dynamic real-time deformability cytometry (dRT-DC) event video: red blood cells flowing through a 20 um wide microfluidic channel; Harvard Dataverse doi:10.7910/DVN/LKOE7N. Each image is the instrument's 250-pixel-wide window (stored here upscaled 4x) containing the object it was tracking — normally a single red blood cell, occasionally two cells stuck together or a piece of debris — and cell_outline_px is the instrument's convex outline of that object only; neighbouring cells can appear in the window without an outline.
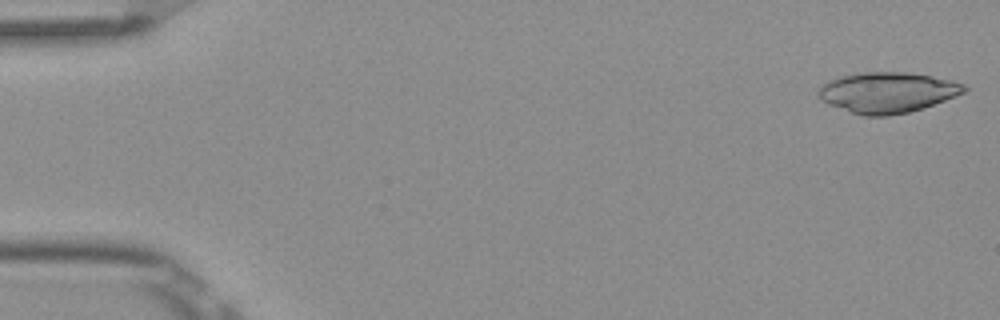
{"species": "Egyptian fruit bat (a non-hibernating species)", "species_latin": "Rousettus aegyptiacus", "temperature_condition": "room temperature", "stored_images_in_passage": 4, "camera_frame_rate_fps": 3000, "um_per_image_px": 0.085, "frame": {"image": 1, "passage_image": 1, "time_ms": 0.0, "image_size_px": [1000, 320], "cell_outline_px": [[968, 88], [964, 92], [956, 96], [924, 108], [908, 112], [888, 116], [864, 116], [828, 104], [816, 92], [816, 88], [820, 84], [828, 80], [840, 76], [864, 72], [904, 72], [932, 76], [952, 80], [964, 84]], "centroid_in_image_um": [75.42, 7.85], "position_along_channel_um": 9.6, "area_um2": 34.56}}
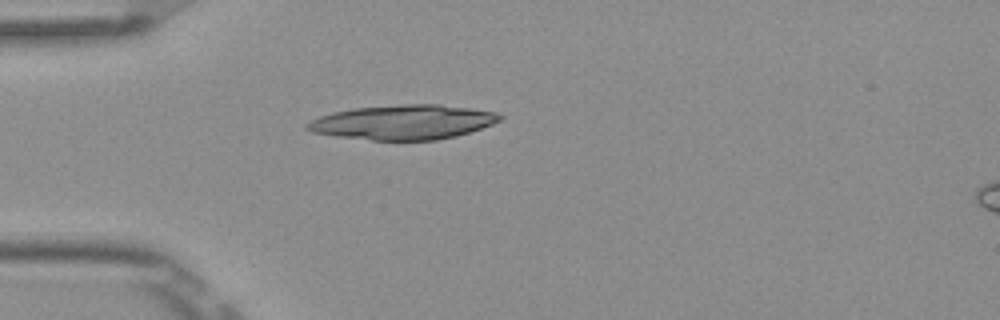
{"frame": {"image": 2, "passage_image": 4, "time_ms": 1.0, "image_size_px": [1000, 320], "cell_outline_px": [[504, 116], [500, 120], [492, 124], [456, 136], [436, 140], [372, 140], [336, 136], [312, 132], [304, 128], [304, 124], [320, 116], [332, 112], [352, 108], [404, 104], [440, 104], [496, 112]], "centroid_in_image_um": [34.24, 10.38], "position_along_channel_um": 50.8, "area_um2": 38.78}}